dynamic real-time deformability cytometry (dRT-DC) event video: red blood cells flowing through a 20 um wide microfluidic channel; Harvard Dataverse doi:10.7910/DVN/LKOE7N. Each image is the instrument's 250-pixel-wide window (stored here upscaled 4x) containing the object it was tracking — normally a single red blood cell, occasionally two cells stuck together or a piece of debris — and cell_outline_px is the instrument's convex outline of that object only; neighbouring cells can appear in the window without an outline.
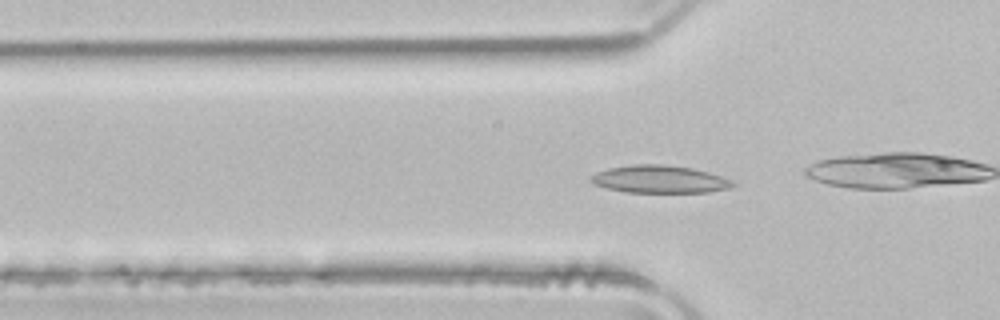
{"species": "common noctule bat (a hibernating species)", "species_latin": "Nyctalus noctula", "temperature_condition": "room temperature", "stored_images_in_passage": 52, "camera_frame_rate_fps": 3000, "um_per_image_px": 0.085, "animal": {"sex": "male", "body_mass_g": 21.5, "forearm_length_mm": 52.0}, "frame": {"image": 1, "passage_image": 16, "time_ms": 5.0, "image_size_px": [1000, 320], "cell_outline_px": [[736, 184], [728, 188], [708, 192], [624, 192], [592, 184], [588, 180], [596, 172], [608, 168], [632, 164], [664, 164], [692, 168], [708, 172], [732, 180]], "centroid_in_image_um": [56.03, 15.23], "position_along_channel_um": 69.8, "area_um2": 22.83}}
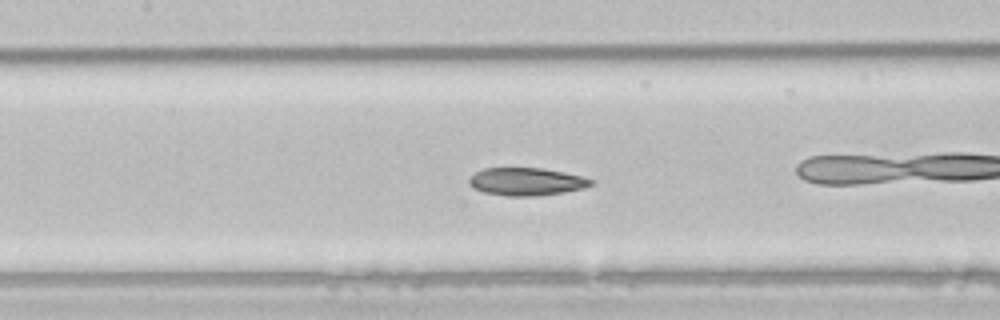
{"frame": {"image": 2, "passage_image": 23, "time_ms": 7.333, "image_size_px": [1000, 320], "cell_outline_px": [[596, 180], [592, 184], [584, 188], [536, 196], [508, 196], [484, 192], [472, 188], [468, 184], [468, 180], [476, 172], [484, 168], [540, 168], [564, 172]], "centroid_in_image_um": [44.72, 15.43], "position_along_channel_um": 162.7, "area_um2": 19.59}, "authors_computed_cell_mechanics": {"area_um2": 22.1085, "velocity_mm_per_s": 3.9609, "shape_relaxation_time_tau1_ms": 10.1048, "shape_relaxation_time_tau2_ms": 3.0884, "deformation_change_tau1": 0.1921, "deformation_change_tau2": 0.0854}}